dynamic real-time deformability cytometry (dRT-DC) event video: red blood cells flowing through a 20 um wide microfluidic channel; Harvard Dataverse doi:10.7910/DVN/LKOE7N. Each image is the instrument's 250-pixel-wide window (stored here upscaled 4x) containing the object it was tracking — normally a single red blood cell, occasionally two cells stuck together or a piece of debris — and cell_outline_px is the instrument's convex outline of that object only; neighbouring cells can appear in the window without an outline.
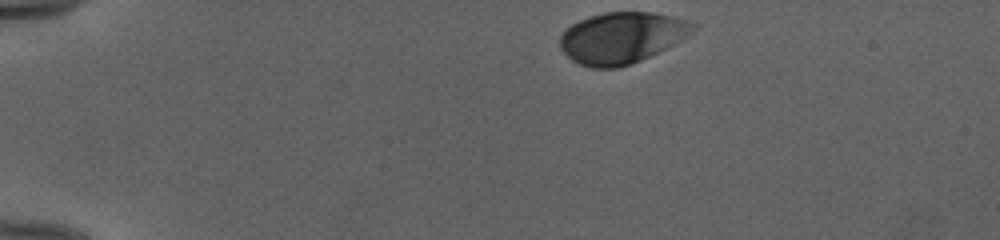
{"species": "human", "species_latin": "Homo sapiens", "temperature_condition": "cold", "stored_images_in_passage": 38, "camera_frame_rate_fps": 3000, "um_per_image_px": 0.085, "donor": {"sex": "female"}, "frame": {"image": 1, "passage_image": 1, "time_ms": 0.0, "image_size_px": [1000, 240], "cell_outline_px": [[696, 28], [688, 36], [632, 64], [620, 68], [592, 68], [580, 64], [572, 60], [560, 48], [560, 36], [572, 24], [588, 16], [604, 12], [652, 12], [672, 16], [688, 20], [696, 24]], "centroid_in_image_um": [52.84, 3.2], "position_along_channel_um": 32.2, "area_um2": 39.48}}
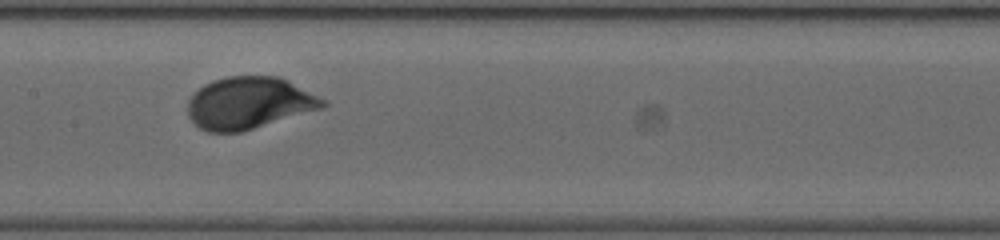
{"frame": {"image": 2, "passage_image": 19, "time_ms": 6.0, "image_size_px": [1000, 240], "cell_outline_px": [[328, 104], [324, 108], [240, 132], [208, 132], [200, 128], [188, 116], [188, 100], [204, 84], [212, 80], [228, 76], [280, 76], [328, 100]], "centroid_in_image_um": [21.21, 8.75], "position_along_channel_um": 186.2, "area_um2": 41.04}}
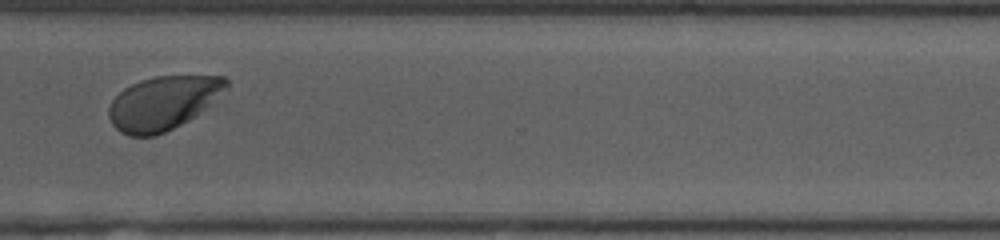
{"frame": {"image": 3, "passage_image": 32, "time_ms": 10.333, "image_size_px": [1000, 240], "cell_outline_px": [[228, 88], [216, 104], [188, 120], [156, 136], [128, 136], [120, 132], [112, 124], [108, 116], [108, 108], [112, 100], [124, 88], [140, 80], [156, 76], [224, 76], [228, 80]], "centroid_in_image_um": [13.92, 8.75], "position_along_channel_um": 356.7, "area_um2": 37.22}, "authors_computed_cell_mechanics": {"area_um2": 39.6219, "velocity_mm_per_s": 3.9336, "shape_relaxation_time_tau1_ms": 1.8474, "shape_relaxation_time_tau2_ms": null, "deformation_change_tau1": 0.1218, "deformation_change_tau2": null}}